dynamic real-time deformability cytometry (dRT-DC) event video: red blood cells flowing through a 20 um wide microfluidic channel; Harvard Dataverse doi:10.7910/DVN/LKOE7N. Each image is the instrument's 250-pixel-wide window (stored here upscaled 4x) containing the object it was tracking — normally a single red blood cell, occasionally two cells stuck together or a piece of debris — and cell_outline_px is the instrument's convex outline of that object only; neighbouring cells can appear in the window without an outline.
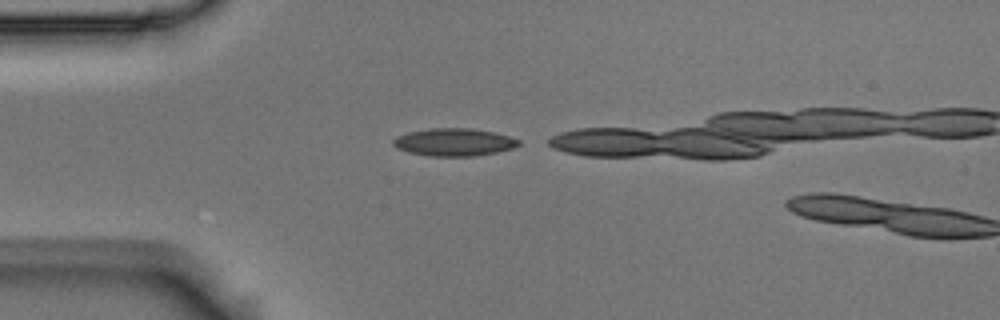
{"species": "Egyptian fruit bat (a non-hibernating species)", "species_latin": "Rousettus aegyptiacus", "temperature_condition": "room temperature", "stored_images_in_passage": 9, "camera_frame_rate_fps": 3000, "um_per_image_px": 0.085, "animal": {"sex": "male"}, "frame": {"image": 1, "passage_image": 1, "time_ms": 0.0, "image_size_px": [1000, 320], "cell_outline_px": [[520, 144], [512, 148], [496, 152], [472, 156], [428, 156], [408, 152], [396, 148], [392, 144], [392, 140], [396, 136], [408, 132], [432, 128], [472, 128], [496, 132], [520, 140]], "centroid_in_image_um": [38.56, 12.08], "position_along_channel_um": 46.4, "area_um2": 20.29}}
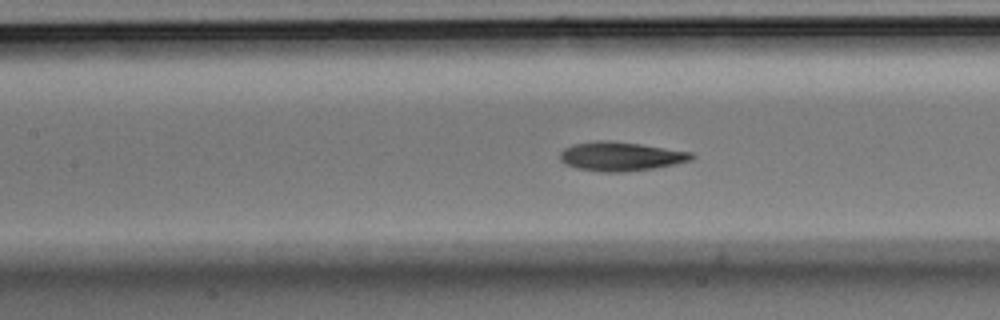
{"frame": {"image": 2, "passage_image": 9, "time_ms": 2.667, "image_size_px": [1000, 320], "cell_outline_px": [[696, 156], [692, 160], [652, 168], [624, 172], [604, 172], [576, 168], [564, 164], [560, 160], [560, 152], [564, 148], [572, 144], [596, 140], [608, 140], [640, 144], [692, 152]], "centroid_in_image_um": [52.72, 13.28], "position_along_channel_um": 154.7, "area_um2": 22.25}}